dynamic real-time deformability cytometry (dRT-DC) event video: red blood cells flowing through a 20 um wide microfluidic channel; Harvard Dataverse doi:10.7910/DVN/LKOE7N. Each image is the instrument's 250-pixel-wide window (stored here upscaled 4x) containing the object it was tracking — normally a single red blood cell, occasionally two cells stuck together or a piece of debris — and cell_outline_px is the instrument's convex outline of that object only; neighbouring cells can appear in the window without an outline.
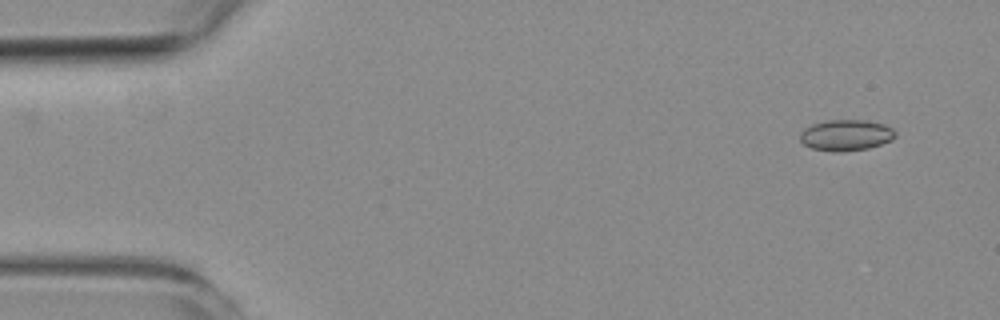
{"species": "common noctule bat (a hibernating species)", "species_latin": "Nyctalus noctula", "temperature_condition": "room temperature", "stored_images_in_passage": 6, "segment_of_instrument_passage": [1, 2], "camera_frame_rate_fps": 3000, "um_per_image_px": 0.085, "animal": {"sex": "female", "body_mass_g": 19.3, "forearm_length_mm": 54.1}, "frame": {"image": 1, "passage_image": 2, "time_ms": 1.0, "image_size_px": [1000, 320], "cell_outline_px": [[896, 136], [892, 140], [868, 148], [844, 152], [832, 152], [812, 148], [804, 144], [800, 140], [800, 132], [804, 128], [812, 124], [828, 120], [864, 120], [884, 124], [892, 128], [896, 132]], "centroid_in_image_um": [71.91, 11.49], "position_along_channel_um": 13.1, "area_um2": 17.34}}
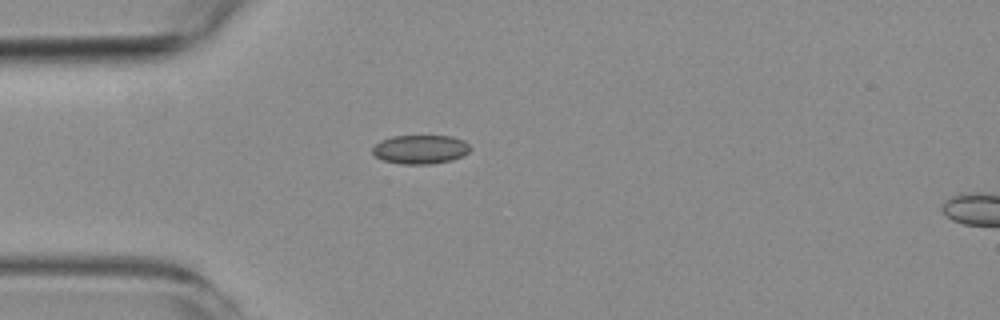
{"frame": {"image": 2, "passage_image": 5, "time_ms": 4.667, "image_size_px": [1000, 320], "cell_outline_px": [[472, 148], [464, 156], [452, 160], [432, 164], [400, 164], [384, 160], [376, 156], [372, 152], [372, 148], [380, 140], [392, 136], [452, 136], [464, 140]], "centroid_in_image_um": [35.76, 12.7], "position_along_channel_um": 49.2, "area_um2": 16.59}}